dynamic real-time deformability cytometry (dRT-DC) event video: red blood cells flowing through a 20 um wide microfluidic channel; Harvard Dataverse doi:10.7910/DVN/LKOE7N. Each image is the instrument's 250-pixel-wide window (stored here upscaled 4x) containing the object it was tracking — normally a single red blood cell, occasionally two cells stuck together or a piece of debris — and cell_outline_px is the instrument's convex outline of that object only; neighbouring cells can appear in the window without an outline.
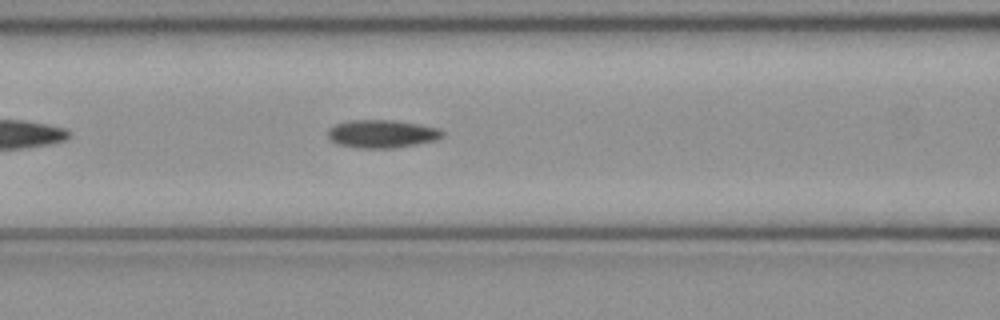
{"species": "common noctule bat (a hibernating species)", "species_latin": "Nyctalus noctula", "temperature_condition": "cold", "stored_images_in_passage": 35, "camera_frame_rate_fps": 3000, "um_per_image_px": 0.085, "animal": {"sex": "female", "body_mass_g": 21.9}, "frame": {"image": 1, "passage_image": 9, "time_ms": 2.667, "image_size_px": [1000, 320], "cell_outline_px": [[444, 136], [436, 140], [416, 144], [392, 148], [356, 148], [336, 144], [328, 140], [328, 128], [336, 124], [348, 120], [396, 120], [420, 124], [440, 128], [444, 132]], "centroid_in_image_um": [32.45, 11.37], "position_along_channel_um": 134.2, "area_um2": 19.02}}
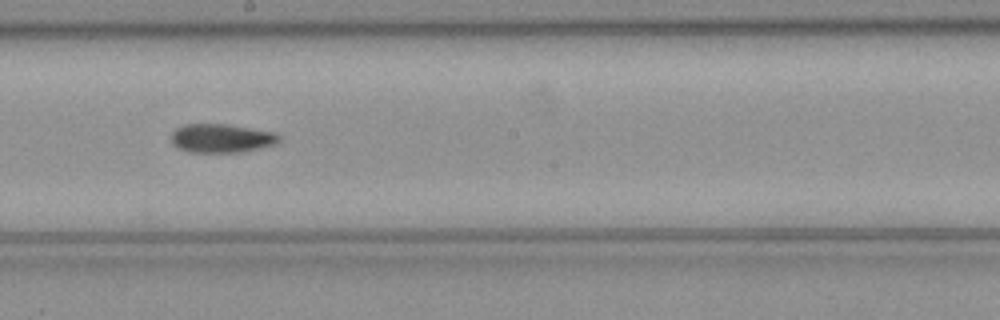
{"frame": {"image": 2, "passage_image": 16, "time_ms": 5.0, "image_size_px": [1000, 320], "cell_outline_px": [[280, 140], [276, 144], [240, 152], [188, 152], [172, 144], [172, 132], [176, 128], [184, 124], [228, 124], [276, 132], [280, 136]], "centroid_in_image_um": [18.84, 11.74], "position_along_channel_um": 229.4, "area_um2": 18.09}}
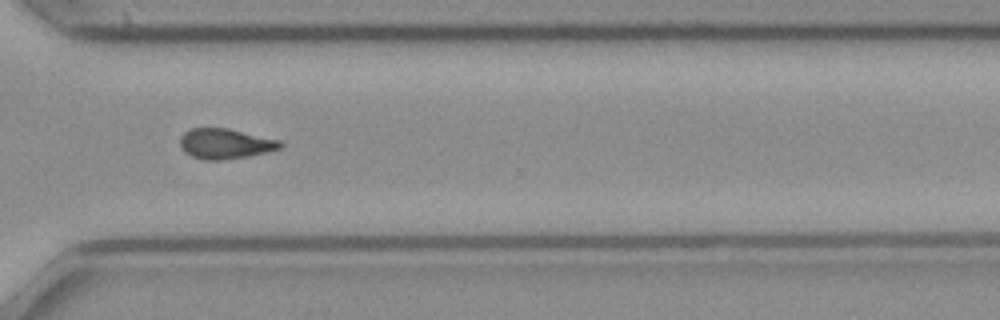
{"frame": {"image": 3, "passage_image": 25, "time_ms": 8.0, "image_size_px": [1000, 320], "cell_outline_px": [[284, 148], [268, 152], [248, 156], [220, 160], [204, 160], [192, 156], [184, 152], [180, 148], [180, 136], [184, 132], [192, 128], [228, 128], [280, 140], [284, 144]], "centroid_in_image_um": [19.16, 12.21], "position_along_channel_um": 351.4, "area_um2": 17.86}, "authors_computed_cell_mechanics": {"area_um2": 18.0914, "velocity_mm_per_s": 4.0832, "shape_relaxation_time_tau1_ms": 7.1997, "shape_relaxation_time_tau2_ms": 5.4381, "deformation_change_tau1": 0.1668, "deformation_change_tau2": 0.1128}}